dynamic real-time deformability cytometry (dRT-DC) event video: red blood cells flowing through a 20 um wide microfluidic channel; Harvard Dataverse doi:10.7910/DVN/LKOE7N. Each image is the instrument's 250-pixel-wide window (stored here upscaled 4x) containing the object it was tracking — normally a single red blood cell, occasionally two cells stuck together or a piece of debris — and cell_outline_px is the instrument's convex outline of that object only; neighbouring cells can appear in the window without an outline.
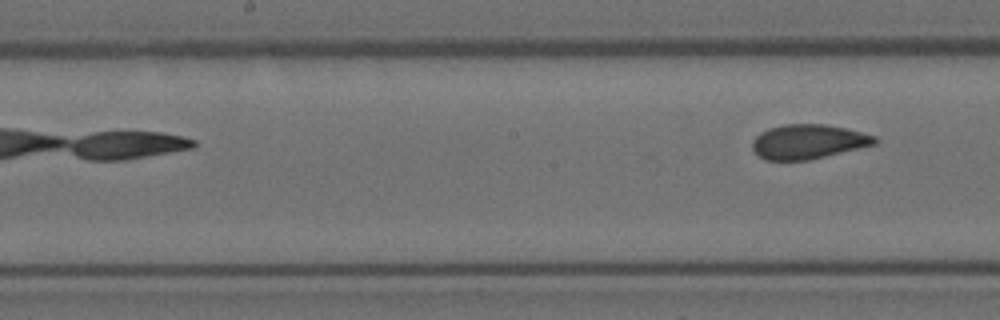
{"species": "Egyptian fruit bat (a non-hibernating species)", "species_latin": "Rousettus aegyptiacus", "temperature_condition": "room temperature", "stored_images_in_passage": 6, "camera_frame_rate_fps": 3000, "um_per_image_px": 0.085, "animal": {"sex": "female"}, "frame": {"image": 1, "passage_image": 6, "time_ms": 1.667, "image_size_px": [1000, 320], "cell_outline_px": [[880, 140], [876, 144], [808, 160], [764, 160], [752, 148], [752, 140], [760, 132], [768, 128], [784, 124], [824, 124], [844, 128], [876, 136]], "centroid_in_image_um": [68.68, 12.04], "position_along_channel_um": 179.5, "area_um2": 24.51}}